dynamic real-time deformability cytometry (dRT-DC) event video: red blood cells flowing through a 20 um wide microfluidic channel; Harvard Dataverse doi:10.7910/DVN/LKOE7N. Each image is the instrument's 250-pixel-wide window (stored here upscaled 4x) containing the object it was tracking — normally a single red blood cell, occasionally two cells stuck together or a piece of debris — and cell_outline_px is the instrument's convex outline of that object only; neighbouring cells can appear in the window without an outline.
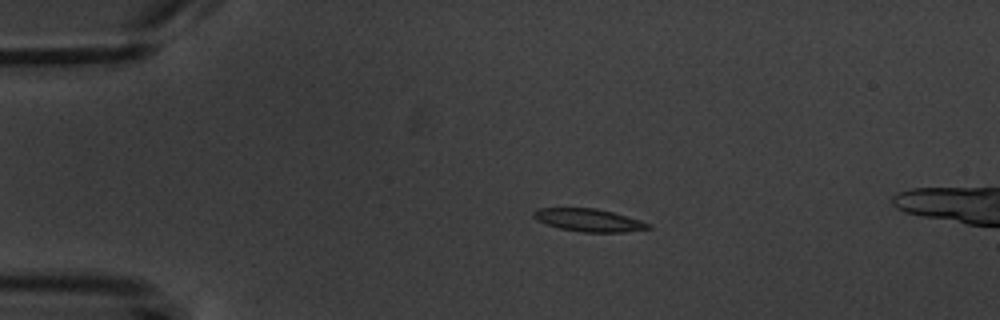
{"species": "common noctule bat (a hibernating species)", "species_latin": "Nyctalus noctula", "temperature_condition": "warm", "stored_images_in_passage": 4, "camera_frame_rate_fps": 3000, "um_per_image_px": 0.085, "animal": {"sex": "male", "body_mass_g": 20.1, "forearm_length_mm": 53.5}, "frame": {"image": 1, "passage_image": 2, "time_ms": 2.333, "image_size_px": [1000, 320], "cell_outline_px": [[652, 228], [624, 232], [584, 232], [560, 228], [536, 220], [532, 216], [532, 212], [536, 208], [596, 208], [612, 212], [640, 220], [652, 224]], "centroid_in_image_um": [50.04, 18.7], "position_along_channel_um": 35.0, "area_um2": 15.14}}